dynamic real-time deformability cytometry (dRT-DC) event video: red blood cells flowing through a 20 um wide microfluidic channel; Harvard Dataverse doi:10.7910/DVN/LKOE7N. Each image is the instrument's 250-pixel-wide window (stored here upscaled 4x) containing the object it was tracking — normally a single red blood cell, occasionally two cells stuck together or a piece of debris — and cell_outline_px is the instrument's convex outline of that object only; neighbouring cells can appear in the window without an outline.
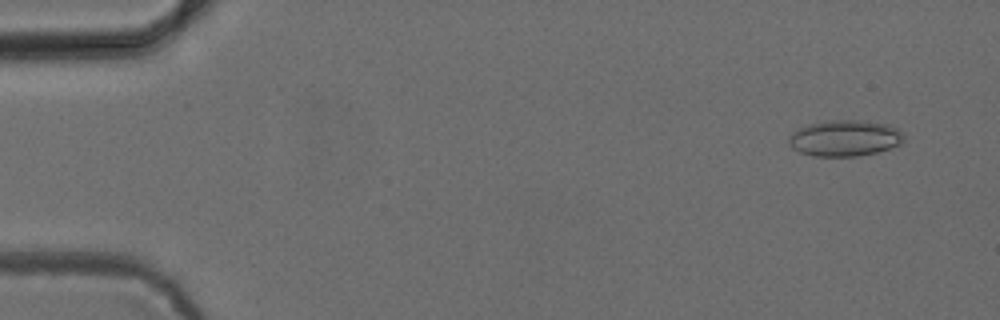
{"species": "common noctule bat (a hibernating species)", "species_latin": "Nyctalus noctula", "temperature_condition": "cold", "stored_images_in_passage": 52, "camera_frame_rate_fps": 3000, "um_per_image_px": 0.085, "animal": {"sex": "female", "body_mass_g": 24.6, "forearm_length_mm": 56.2}, "frame": {"image": 1, "passage_image": 4, "time_ms": 1.0, "image_size_px": [1000, 320], "cell_outline_px": [[904, 140], [900, 144], [876, 152], [856, 156], [812, 156], [800, 152], [792, 148], [788, 144], [788, 136], [792, 132], [808, 124], [828, 120], [860, 120], [888, 124], [904, 132]], "centroid_in_image_um": [71.79, 11.73], "position_along_channel_um": 13.2, "area_um2": 24.33}}
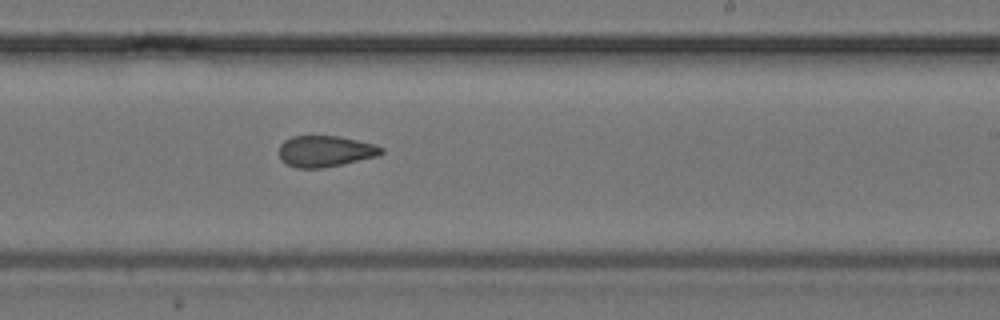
{"frame": {"image": 2, "passage_image": 32, "time_ms": 10.333, "image_size_px": [1000, 320], "cell_outline_px": [[384, 152], [380, 156], [320, 168], [296, 168], [280, 160], [280, 144], [284, 140], [292, 136], [340, 136], [376, 144], [384, 148]], "centroid_in_image_um": [27.68, 12.84], "position_along_channel_um": 261.3, "area_um2": 18.67}}
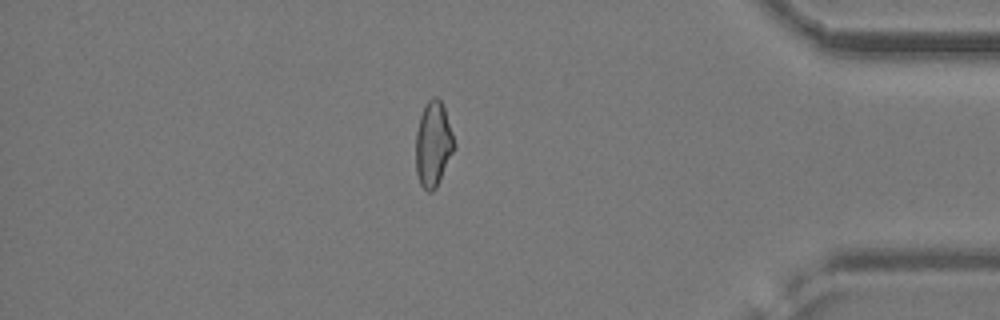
{"frame": {"image": 3, "passage_image": 45, "time_ms": 14.667, "image_size_px": [1000, 320], "cell_outline_px": [[456, 148], [436, 188], [432, 192], [428, 192], [420, 184], [416, 172], [416, 132], [420, 116], [428, 100], [432, 96], [436, 96], [440, 100], [444, 108], [456, 144]], "centroid_in_image_um": [36.83, 12.27], "position_along_channel_um": 398.4, "area_um2": 19.13}, "authors_computed_cell_mechanics": {"area_um2": 19.5364, "velocity_mm_per_s": 3.9763, "shape_relaxation_time_tau1_ms": null, "shape_relaxation_time_tau2_ms": 2.2977, "deformation_change_tau1": null, "deformation_change_tau2": 0.0937}}